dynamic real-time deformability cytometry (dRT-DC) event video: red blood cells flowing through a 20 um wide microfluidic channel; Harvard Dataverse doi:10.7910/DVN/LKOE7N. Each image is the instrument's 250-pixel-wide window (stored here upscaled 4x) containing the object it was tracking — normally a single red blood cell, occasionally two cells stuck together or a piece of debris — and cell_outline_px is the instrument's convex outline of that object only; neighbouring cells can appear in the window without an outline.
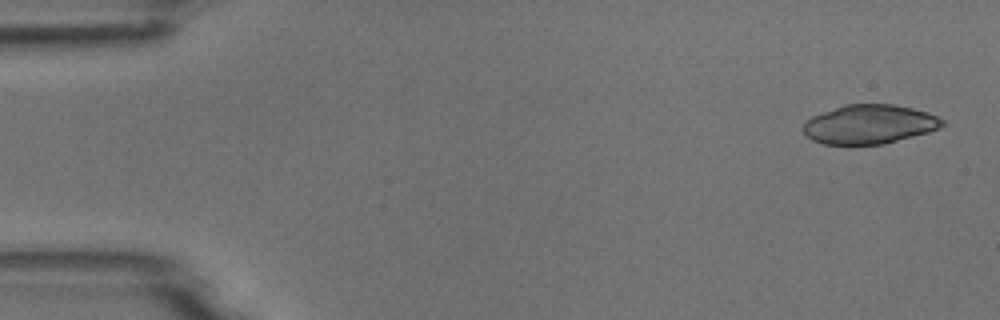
{"species": "common noctule bat (a hibernating species)", "species_latin": "Nyctalus noctula", "temperature_condition": "room temperature", "stored_images_in_passage": 6, "camera_frame_rate_fps": 3000, "um_per_image_px": 0.085, "animal": {"sex": "male", "body_mass_g": 18.8}, "frame": {"image": 1, "passage_image": 1, "time_ms": 0.0, "image_size_px": [1000, 320], "cell_outline_px": [[944, 124], [940, 128], [928, 132], [884, 144], [824, 144], [812, 140], [804, 132], [804, 120], [812, 116], [844, 104], [892, 104], [912, 108], [928, 112], [944, 120]], "centroid_in_image_um": [73.9, 10.56], "position_along_channel_um": 11.1, "area_um2": 31.62}}